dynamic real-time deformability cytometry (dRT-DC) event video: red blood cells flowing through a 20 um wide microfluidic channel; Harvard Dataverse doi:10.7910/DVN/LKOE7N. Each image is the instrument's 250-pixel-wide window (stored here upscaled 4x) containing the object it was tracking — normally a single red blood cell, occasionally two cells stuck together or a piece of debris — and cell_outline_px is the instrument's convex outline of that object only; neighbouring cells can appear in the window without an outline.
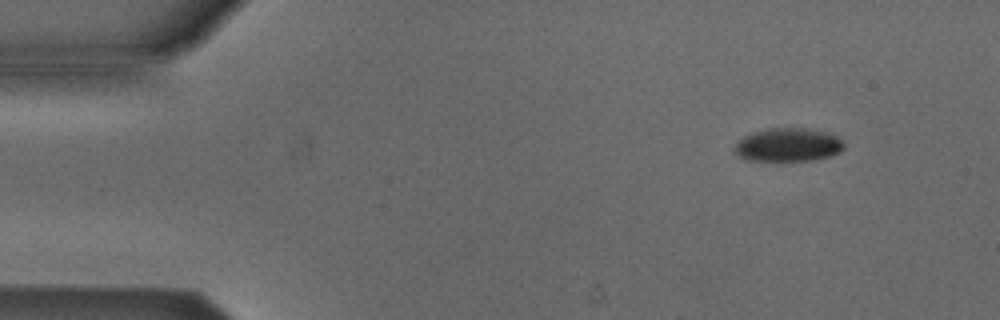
{"species": "Egyptian fruit bat (a non-hibernating species)", "species_latin": "Rousettus aegyptiacus", "temperature_condition": "cold", "stored_images_in_passage": 6, "camera_frame_rate_fps": 3000, "um_per_image_px": 0.085, "animal": {"sex": "male"}, "frame": {"image": 1, "passage_image": 1, "time_ms": 0.0, "image_size_px": [1000, 320], "cell_outline_px": [[844, 148], [840, 152], [832, 156], [812, 160], [748, 160], [740, 156], [736, 152], [736, 144], [744, 136], [752, 132], [768, 128], [804, 128], [828, 132], [836, 136], [844, 144]], "centroid_in_image_um": [67.03, 12.3], "position_along_channel_um": 18.0, "area_um2": 21.1}}
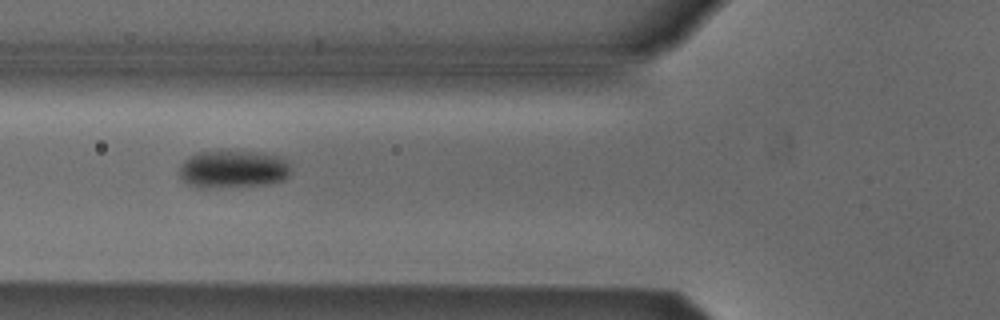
{"frame": {"image": 2, "passage_image": 5, "time_ms": 4.667, "image_size_px": [1000, 320], "cell_outline_px": [[292, 168], [288, 176], [284, 180], [268, 184], [208, 188], [196, 188], [188, 184], [180, 176], [180, 164], [188, 156], [200, 152], [260, 152], [280, 156], [288, 160]], "centroid_in_image_um": [19.84, 14.39], "position_along_channel_um": 106.0, "area_um2": 24.62}}
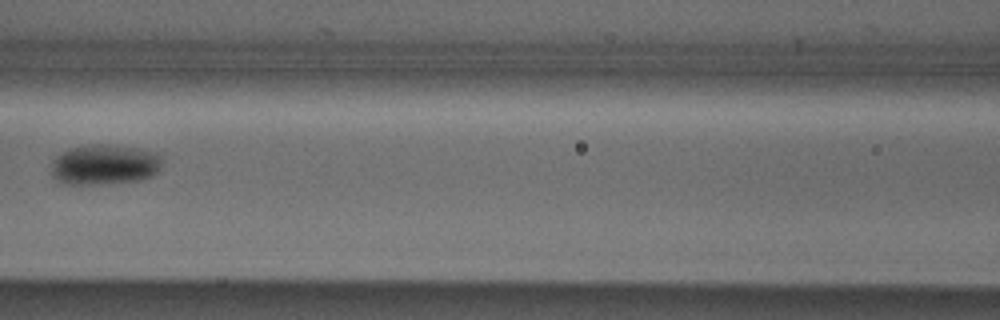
{"frame": {"image": 3, "passage_image": 6, "time_ms": 6.0, "image_size_px": [1000, 320], "cell_outline_px": [[160, 172], [144, 180], [112, 184], [64, 184], [56, 180], [52, 176], [52, 160], [56, 156], [68, 148], [88, 144], [112, 144], [140, 148], [160, 152]], "centroid_in_image_um": [8.92, 13.99], "position_along_channel_um": 157.7, "area_um2": 26.88}}